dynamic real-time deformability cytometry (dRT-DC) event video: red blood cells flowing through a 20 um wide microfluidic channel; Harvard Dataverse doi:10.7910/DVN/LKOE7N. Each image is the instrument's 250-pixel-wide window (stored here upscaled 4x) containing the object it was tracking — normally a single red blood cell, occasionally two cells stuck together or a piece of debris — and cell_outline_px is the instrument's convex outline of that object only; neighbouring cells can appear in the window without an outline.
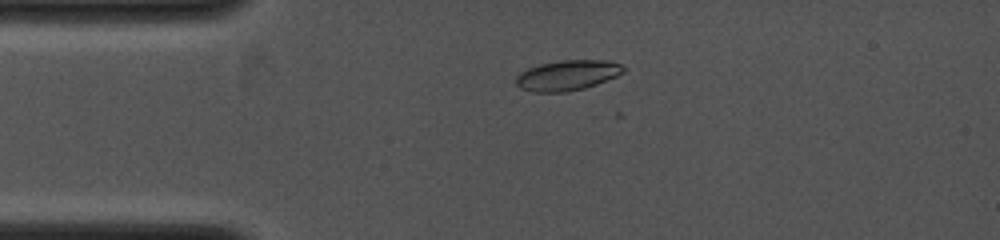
{"species": "common noctule bat (a hibernating species)", "species_latin": "Nyctalus noctula", "temperature_condition": "cold", "stored_images_in_passage": 17, "camera_frame_rate_fps": 4000, "um_per_image_px": 0.085, "animal": {"sex": "female", "body_mass_g": 19.0, "forearm_length_mm": 53.3}, "frame": {"image": 1, "passage_image": 8, "time_ms": 2.75, "image_size_px": [1000, 240], "cell_outline_px": [[628, 68], [624, 72], [616, 76], [596, 84], [584, 88], [564, 92], [532, 92], [520, 88], [516, 84], [516, 76], [520, 72], [528, 68], [540, 64], [560, 60], [608, 60], [624, 64]], "centroid_in_image_um": [48.26, 6.39], "position_along_channel_um": 36.7, "area_um2": 19.13}}
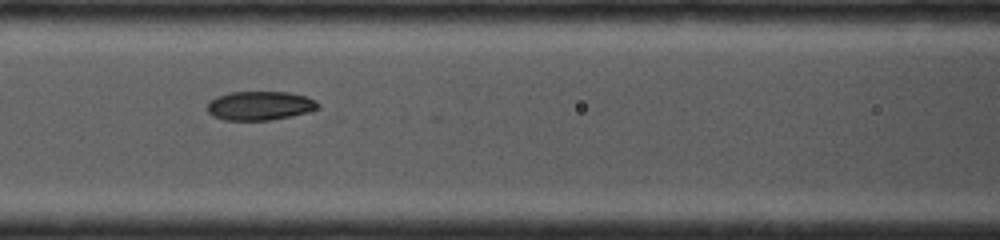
{"frame": {"image": 2, "passage_image": 15, "time_ms": 5.5, "image_size_px": [1000, 240], "cell_outline_px": [[320, 108], [308, 112], [292, 116], [268, 120], [224, 120], [212, 116], [208, 112], [208, 104], [216, 96], [232, 92], [288, 92], [304, 96], [316, 100]], "centroid_in_image_um": [22.1, 8.99], "position_along_channel_um": 144.5, "area_um2": 18.61}}
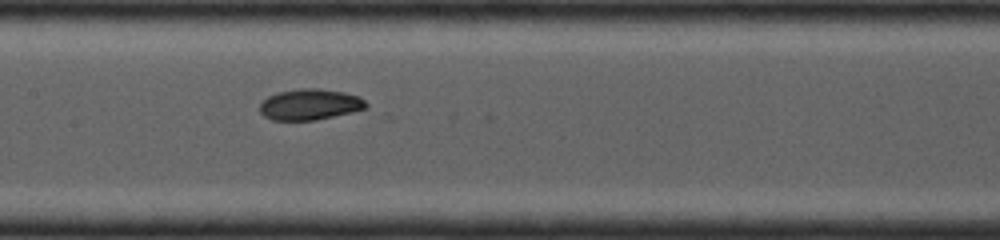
{"frame": {"image": 3, "passage_image": 17, "time_ms": 6.25, "image_size_px": [1000, 240], "cell_outline_px": [[368, 104], [364, 108], [316, 120], [272, 120], [264, 116], [260, 112], [260, 104], [268, 96], [280, 92], [304, 88], [316, 88], [344, 92], [356, 96], [364, 100]], "centroid_in_image_um": [26.29, 8.88], "position_along_channel_um": 181.1, "area_um2": 18.73}}